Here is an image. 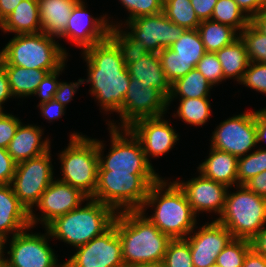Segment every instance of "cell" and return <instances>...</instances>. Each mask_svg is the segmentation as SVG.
I'll use <instances>...</instances> for the list:
<instances>
[{"label":"cell","instance_id":"1","mask_svg":"<svg viewBox=\"0 0 266 267\" xmlns=\"http://www.w3.org/2000/svg\"><path fill=\"white\" fill-rule=\"evenodd\" d=\"M83 52V58L88 64L86 82H91L92 86L90 93L96 97L104 111L119 114L130 84L125 42L113 32L105 41Z\"/></svg>","mask_w":266,"mask_h":267},{"label":"cell","instance_id":"2","mask_svg":"<svg viewBox=\"0 0 266 267\" xmlns=\"http://www.w3.org/2000/svg\"><path fill=\"white\" fill-rule=\"evenodd\" d=\"M140 210L123 211L115 217L125 267L162 263L172 240Z\"/></svg>","mask_w":266,"mask_h":267},{"label":"cell","instance_id":"3","mask_svg":"<svg viewBox=\"0 0 266 267\" xmlns=\"http://www.w3.org/2000/svg\"><path fill=\"white\" fill-rule=\"evenodd\" d=\"M146 206L156 207L155 213L147 218L171 239H185L196 227L197 215L192 210L185 192L174 181L168 184L160 179L151 185L140 210L142 213L146 211Z\"/></svg>","mask_w":266,"mask_h":267},{"label":"cell","instance_id":"4","mask_svg":"<svg viewBox=\"0 0 266 267\" xmlns=\"http://www.w3.org/2000/svg\"><path fill=\"white\" fill-rule=\"evenodd\" d=\"M87 201L86 206H79L50 222L45 227L50 237L77 248L107 231L113 225L117 212L95 199L88 198Z\"/></svg>","mask_w":266,"mask_h":267},{"label":"cell","instance_id":"5","mask_svg":"<svg viewBox=\"0 0 266 267\" xmlns=\"http://www.w3.org/2000/svg\"><path fill=\"white\" fill-rule=\"evenodd\" d=\"M67 54L53 36L42 32L15 34L0 51V62L51 73L65 64Z\"/></svg>","mask_w":266,"mask_h":267},{"label":"cell","instance_id":"6","mask_svg":"<svg viewBox=\"0 0 266 267\" xmlns=\"http://www.w3.org/2000/svg\"><path fill=\"white\" fill-rule=\"evenodd\" d=\"M160 179L158 174H131L98 170L97 187L92 199L110 206L117 213L141 210L150 186Z\"/></svg>","mask_w":266,"mask_h":267},{"label":"cell","instance_id":"7","mask_svg":"<svg viewBox=\"0 0 266 267\" xmlns=\"http://www.w3.org/2000/svg\"><path fill=\"white\" fill-rule=\"evenodd\" d=\"M240 190L229 194L218 219L232 234L233 238L252 240L266 224V199L238 185Z\"/></svg>","mask_w":266,"mask_h":267},{"label":"cell","instance_id":"8","mask_svg":"<svg viewBox=\"0 0 266 267\" xmlns=\"http://www.w3.org/2000/svg\"><path fill=\"white\" fill-rule=\"evenodd\" d=\"M70 136L68 147L59 154L63 174L60 181L92 198L98 176L97 139L86 138L79 133Z\"/></svg>","mask_w":266,"mask_h":267},{"label":"cell","instance_id":"9","mask_svg":"<svg viewBox=\"0 0 266 267\" xmlns=\"http://www.w3.org/2000/svg\"><path fill=\"white\" fill-rule=\"evenodd\" d=\"M130 32L120 30L115 33L125 42L128 49L140 52L159 53L169 48L186 29L169 20L164 12L134 18L128 22Z\"/></svg>","mask_w":266,"mask_h":267},{"label":"cell","instance_id":"10","mask_svg":"<svg viewBox=\"0 0 266 267\" xmlns=\"http://www.w3.org/2000/svg\"><path fill=\"white\" fill-rule=\"evenodd\" d=\"M110 124L112 145L105 159L101 154L104 145L97 140L98 170H112L113 172L131 174H157L150 161L147 160L140 140L133 132L129 129H122L125 132L123 133L120 127L112 122ZM125 135L128 138L130 136V138L128 139Z\"/></svg>","mask_w":266,"mask_h":267},{"label":"cell","instance_id":"11","mask_svg":"<svg viewBox=\"0 0 266 267\" xmlns=\"http://www.w3.org/2000/svg\"><path fill=\"white\" fill-rule=\"evenodd\" d=\"M50 150L16 164L11 186L20 203L30 212L42 193L53 182Z\"/></svg>","mask_w":266,"mask_h":267},{"label":"cell","instance_id":"12","mask_svg":"<svg viewBox=\"0 0 266 267\" xmlns=\"http://www.w3.org/2000/svg\"><path fill=\"white\" fill-rule=\"evenodd\" d=\"M168 99L156 88L130 77V84L120 109L121 128L128 129L144 118L163 116Z\"/></svg>","mask_w":266,"mask_h":267},{"label":"cell","instance_id":"13","mask_svg":"<svg viewBox=\"0 0 266 267\" xmlns=\"http://www.w3.org/2000/svg\"><path fill=\"white\" fill-rule=\"evenodd\" d=\"M255 145L256 111L242 113L220 123L213 132L211 147L237 158L245 156Z\"/></svg>","mask_w":266,"mask_h":267},{"label":"cell","instance_id":"14","mask_svg":"<svg viewBox=\"0 0 266 267\" xmlns=\"http://www.w3.org/2000/svg\"><path fill=\"white\" fill-rule=\"evenodd\" d=\"M76 251L63 263L64 267H125L115 220L107 231L77 247Z\"/></svg>","mask_w":266,"mask_h":267},{"label":"cell","instance_id":"15","mask_svg":"<svg viewBox=\"0 0 266 267\" xmlns=\"http://www.w3.org/2000/svg\"><path fill=\"white\" fill-rule=\"evenodd\" d=\"M46 231V235L30 234L25 229L12 235L6 267H64L57 264L58 259L47 240L50 234Z\"/></svg>","mask_w":266,"mask_h":267},{"label":"cell","instance_id":"16","mask_svg":"<svg viewBox=\"0 0 266 267\" xmlns=\"http://www.w3.org/2000/svg\"><path fill=\"white\" fill-rule=\"evenodd\" d=\"M93 18L86 10L85 2L79 0L72 9L67 29L59 36L74 42L83 51L95 44L105 41L120 26L112 25L105 19Z\"/></svg>","mask_w":266,"mask_h":267},{"label":"cell","instance_id":"17","mask_svg":"<svg viewBox=\"0 0 266 267\" xmlns=\"http://www.w3.org/2000/svg\"><path fill=\"white\" fill-rule=\"evenodd\" d=\"M87 199L88 197L79 189L59 179L53 180L35 205L42 211L41 217L38 219L33 213V209L29 212L31 227L38 221H41L46 227L55 218L78 208Z\"/></svg>","mask_w":266,"mask_h":267},{"label":"cell","instance_id":"18","mask_svg":"<svg viewBox=\"0 0 266 267\" xmlns=\"http://www.w3.org/2000/svg\"><path fill=\"white\" fill-rule=\"evenodd\" d=\"M233 239L232 234L217 220L203 225L198 232L186 237L194 267H209Z\"/></svg>","mask_w":266,"mask_h":267},{"label":"cell","instance_id":"19","mask_svg":"<svg viewBox=\"0 0 266 267\" xmlns=\"http://www.w3.org/2000/svg\"><path fill=\"white\" fill-rule=\"evenodd\" d=\"M163 117L144 118L128 128L140 140L148 161L149 155L162 156L171 150L175 142L179 140V135Z\"/></svg>","mask_w":266,"mask_h":267},{"label":"cell","instance_id":"20","mask_svg":"<svg viewBox=\"0 0 266 267\" xmlns=\"http://www.w3.org/2000/svg\"><path fill=\"white\" fill-rule=\"evenodd\" d=\"M175 182L185 192L195 214L200 211H214L219 216L222 214L228 191L227 186L207 179L201 174L187 182H179L178 180Z\"/></svg>","mask_w":266,"mask_h":267},{"label":"cell","instance_id":"21","mask_svg":"<svg viewBox=\"0 0 266 267\" xmlns=\"http://www.w3.org/2000/svg\"><path fill=\"white\" fill-rule=\"evenodd\" d=\"M126 66L131 78L158 89L168 99L171 83L162 69L158 53L127 48Z\"/></svg>","mask_w":266,"mask_h":267},{"label":"cell","instance_id":"22","mask_svg":"<svg viewBox=\"0 0 266 267\" xmlns=\"http://www.w3.org/2000/svg\"><path fill=\"white\" fill-rule=\"evenodd\" d=\"M29 212L16 197L11 184H0V235H16L31 229Z\"/></svg>","mask_w":266,"mask_h":267},{"label":"cell","instance_id":"23","mask_svg":"<svg viewBox=\"0 0 266 267\" xmlns=\"http://www.w3.org/2000/svg\"><path fill=\"white\" fill-rule=\"evenodd\" d=\"M42 132L36 125L24 126L22 122L19 124L7 147L8 153L16 163L38 157L50 150V141L48 138L42 140Z\"/></svg>","mask_w":266,"mask_h":267},{"label":"cell","instance_id":"24","mask_svg":"<svg viewBox=\"0 0 266 267\" xmlns=\"http://www.w3.org/2000/svg\"><path fill=\"white\" fill-rule=\"evenodd\" d=\"M41 32L53 37L67 29L72 9L79 0H37Z\"/></svg>","mask_w":266,"mask_h":267},{"label":"cell","instance_id":"25","mask_svg":"<svg viewBox=\"0 0 266 267\" xmlns=\"http://www.w3.org/2000/svg\"><path fill=\"white\" fill-rule=\"evenodd\" d=\"M238 158L232 154L211 147L209 157L199 165L198 172L207 179L232 187L238 186Z\"/></svg>","mask_w":266,"mask_h":267},{"label":"cell","instance_id":"26","mask_svg":"<svg viewBox=\"0 0 266 267\" xmlns=\"http://www.w3.org/2000/svg\"><path fill=\"white\" fill-rule=\"evenodd\" d=\"M4 32L29 34L41 32L37 0H22L1 23Z\"/></svg>","mask_w":266,"mask_h":267},{"label":"cell","instance_id":"27","mask_svg":"<svg viewBox=\"0 0 266 267\" xmlns=\"http://www.w3.org/2000/svg\"><path fill=\"white\" fill-rule=\"evenodd\" d=\"M216 54L223 69L224 78L235 77L234 79L240 83L250 63L241 37L239 36L231 44L221 48Z\"/></svg>","mask_w":266,"mask_h":267},{"label":"cell","instance_id":"28","mask_svg":"<svg viewBox=\"0 0 266 267\" xmlns=\"http://www.w3.org/2000/svg\"><path fill=\"white\" fill-rule=\"evenodd\" d=\"M12 96L34 95L37 86L49 73L40 69H26L16 65H4Z\"/></svg>","mask_w":266,"mask_h":267},{"label":"cell","instance_id":"29","mask_svg":"<svg viewBox=\"0 0 266 267\" xmlns=\"http://www.w3.org/2000/svg\"><path fill=\"white\" fill-rule=\"evenodd\" d=\"M206 52L216 53L221 48L231 44L239 35L231 26L209 20L201 21L197 28Z\"/></svg>","mask_w":266,"mask_h":267},{"label":"cell","instance_id":"30","mask_svg":"<svg viewBox=\"0 0 266 267\" xmlns=\"http://www.w3.org/2000/svg\"><path fill=\"white\" fill-rule=\"evenodd\" d=\"M212 87L208 80L196 68H193L188 74L171 84L168 106L178 95L181 97L180 99L208 98L209 90Z\"/></svg>","mask_w":266,"mask_h":267},{"label":"cell","instance_id":"31","mask_svg":"<svg viewBox=\"0 0 266 267\" xmlns=\"http://www.w3.org/2000/svg\"><path fill=\"white\" fill-rule=\"evenodd\" d=\"M211 20L231 26L239 34L250 23V18L238 6L235 0H217L214 6Z\"/></svg>","mask_w":266,"mask_h":267},{"label":"cell","instance_id":"32","mask_svg":"<svg viewBox=\"0 0 266 267\" xmlns=\"http://www.w3.org/2000/svg\"><path fill=\"white\" fill-rule=\"evenodd\" d=\"M169 49L176 52L177 56L195 68L202 56L206 53L197 29L186 30Z\"/></svg>","mask_w":266,"mask_h":267},{"label":"cell","instance_id":"33","mask_svg":"<svg viewBox=\"0 0 266 267\" xmlns=\"http://www.w3.org/2000/svg\"><path fill=\"white\" fill-rule=\"evenodd\" d=\"M163 12L169 20L186 30L197 29L201 23L191 0H163Z\"/></svg>","mask_w":266,"mask_h":267},{"label":"cell","instance_id":"34","mask_svg":"<svg viewBox=\"0 0 266 267\" xmlns=\"http://www.w3.org/2000/svg\"><path fill=\"white\" fill-rule=\"evenodd\" d=\"M211 105L208 98H185L180 100L177 114L182 121L192 125H204L211 116Z\"/></svg>","mask_w":266,"mask_h":267},{"label":"cell","instance_id":"35","mask_svg":"<svg viewBox=\"0 0 266 267\" xmlns=\"http://www.w3.org/2000/svg\"><path fill=\"white\" fill-rule=\"evenodd\" d=\"M266 170V149L256 151L238 158V185H244L248 180Z\"/></svg>","mask_w":266,"mask_h":267},{"label":"cell","instance_id":"36","mask_svg":"<svg viewBox=\"0 0 266 267\" xmlns=\"http://www.w3.org/2000/svg\"><path fill=\"white\" fill-rule=\"evenodd\" d=\"M251 248V240L233 238L219 253L216 263L221 267H242L244 258Z\"/></svg>","mask_w":266,"mask_h":267},{"label":"cell","instance_id":"37","mask_svg":"<svg viewBox=\"0 0 266 267\" xmlns=\"http://www.w3.org/2000/svg\"><path fill=\"white\" fill-rule=\"evenodd\" d=\"M239 36L245 43L250 62L266 63V35L249 23Z\"/></svg>","mask_w":266,"mask_h":267},{"label":"cell","instance_id":"38","mask_svg":"<svg viewBox=\"0 0 266 267\" xmlns=\"http://www.w3.org/2000/svg\"><path fill=\"white\" fill-rule=\"evenodd\" d=\"M158 56L162 69L171 84L195 68L193 65H189L188 62L182 60L177 56L176 52L169 48H163L158 53Z\"/></svg>","mask_w":266,"mask_h":267},{"label":"cell","instance_id":"39","mask_svg":"<svg viewBox=\"0 0 266 267\" xmlns=\"http://www.w3.org/2000/svg\"><path fill=\"white\" fill-rule=\"evenodd\" d=\"M162 263L164 267H194L189 243L185 239H172Z\"/></svg>","mask_w":266,"mask_h":267},{"label":"cell","instance_id":"40","mask_svg":"<svg viewBox=\"0 0 266 267\" xmlns=\"http://www.w3.org/2000/svg\"><path fill=\"white\" fill-rule=\"evenodd\" d=\"M196 69L212 86L225 80L223 69L216 53L206 52L197 63Z\"/></svg>","mask_w":266,"mask_h":267},{"label":"cell","instance_id":"41","mask_svg":"<svg viewBox=\"0 0 266 267\" xmlns=\"http://www.w3.org/2000/svg\"><path fill=\"white\" fill-rule=\"evenodd\" d=\"M130 15L126 22L134 18L153 15L163 11V0H120Z\"/></svg>","mask_w":266,"mask_h":267},{"label":"cell","instance_id":"42","mask_svg":"<svg viewBox=\"0 0 266 267\" xmlns=\"http://www.w3.org/2000/svg\"><path fill=\"white\" fill-rule=\"evenodd\" d=\"M240 83L266 94V63L250 62Z\"/></svg>","mask_w":266,"mask_h":267},{"label":"cell","instance_id":"43","mask_svg":"<svg viewBox=\"0 0 266 267\" xmlns=\"http://www.w3.org/2000/svg\"><path fill=\"white\" fill-rule=\"evenodd\" d=\"M64 67L65 64L57 71L48 73L46 77L42 79L41 83L37 86L34 95H38L41 98L39 104L48 102L54 98L60 83L59 81H57V77L59 76L60 71L62 72Z\"/></svg>","mask_w":266,"mask_h":267},{"label":"cell","instance_id":"44","mask_svg":"<svg viewBox=\"0 0 266 267\" xmlns=\"http://www.w3.org/2000/svg\"><path fill=\"white\" fill-rule=\"evenodd\" d=\"M20 123L12 114L3 113L0 116V148L7 149Z\"/></svg>","mask_w":266,"mask_h":267},{"label":"cell","instance_id":"45","mask_svg":"<svg viewBox=\"0 0 266 267\" xmlns=\"http://www.w3.org/2000/svg\"><path fill=\"white\" fill-rule=\"evenodd\" d=\"M16 164L7 149L0 148V184H11Z\"/></svg>","mask_w":266,"mask_h":267},{"label":"cell","instance_id":"46","mask_svg":"<svg viewBox=\"0 0 266 267\" xmlns=\"http://www.w3.org/2000/svg\"><path fill=\"white\" fill-rule=\"evenodd\" d=\"M85 79H78V82L66 83L60 82L58 89L55 93L54 99L57 100L60 104L66 107V104L69 103L77 91L78 87L81 84H84Z\"/></svg>","mask_w":266,"mask_h":267},{"label":"cell","instance_id":"47","mask_svg":"<svg viewBox=\"0 0 266 267\" xmlns=\"http://www.w3.org/2000/svg\"><path fill=\"white\" fill-rule=\"evenodd\" d=\"M38 107H40L41 114L44 116L43 118L50 121L61 117L65 113V107L54 98L48 102L39 104Z\"/></svg>","mask_w":266,"mask_h":267},{"label":"cell","instance_id":"48","mask_svg":"<svg viewBox=\"0 0 266 267\" xmlns=\"http://www.w3.org/2000/svg\"><path fill=\"white\" fill-rule=\"evenodd\" d=\"M217 0H191L196 16L200 21L211 19Z\"/></svg>","mask_w":266,"mask_h":267},{"label":"cell","instance_id":"49","mask_svg":"<svg viewBox=\"0 0 266 267\" xmlns=\"http://www.w3.org/2000/svg\"><path fill=\"white\" fill-rule=\"evenodd\" d=\"M238 6L247 13V16L251 19L257 15L261 10L266 8V0H235Z\"/></svg>","mask_w":266,"mask_h":267},{"label":"cell","instance_id":"50","mask_svg":"<svg viewBox=\"0 0 266 267\" xmlns=\"http://www.w3.org/2000/svg\"><path fill=\"white\" fill-rule=\"evenodd\" d=\"M249 190L266 199V170L244 184Z\"/></svg>","mask_w":266,"mask_h":267},{"label":"cell","instance_id":"51","mask_svg":"<svg viewBox=\"0 0 266 267\" xmlns=\"http://www.w3.org/2000/svg\"><path fill=\"white\" fill-rule=\"evenodd\" d=\"M242 267H266V258L252 247L246 254Z\"/></svg>","mask_w":266,"mask_h":267},{"label":"cell","instance_id":"52","mask_svg":"<svg viewBox=\"0 0 266 267\" xmlns=\"http://www.w3.org/2000/svg\"><path fill=\"white\" fill-rule=\"evenodd\" d=\"M12 94L9 87L8 77L5 71L4 65L0 62V106L7 101V99L12 98Z\"/></svg>","mask_w":266,"mask_h":267},{"label":"cell","instance_id":"53","mask_svg":"<svg viewBox=\"0 0 266 267\" xmlns=\"http://www.w3.org/2000/svg\"><path fill=\"white\" fill-rule=\"evenodd\" d=\"M256 138L257 143L266 139V108L256 111Z\"/></svg>","mask_w":266,"mask_h":267},{"label":"cell","instance_id":"54","mask_svg":"<svg viewBox=\"0 0 266 267\" xmlns=\"http://www.w3.org/2000/svg\"><path fill=\"white\" fill-rule=\"evenodd\" d=\"M251 241L252 247L266 258V228H262Z\"/></svg>","mask_w":266,"mask_h":267},{"label":"cell","instance_id":"55","mask_svg":"<svg viewBox=\"0 0 266 267\" xmlns=\"http://www.w3.org/2000/svg\"><path fill=\"white\" fill-rule=\"evenodd\" d=\"M22 0H0V23L9 16Z\"/></svg>","mask_w":266,"mask_h":267},{"label":"cell","instance_id":"56","mask_svg":"<svg viewBox=\"0 0 266 267\" xmlns=\"http://www.w3.org/2000/svg\"><path fill=\"white\" fill-rule=\"evenodd\" d=\"M250 23L262 34L266 35V8L253 16Z\"/></svg>","mask_w":266,"mask_h":267},{"label":"cell","instance_id":"57","mask_svg":"<svg viewBox=\"0 0 266 267\" xmlns=\"http://www.w3.org/2000/svg\"><path fill=\"white\" fill-rule=\"evenodd\" d=\"M7 242V239L0 235V263H6V258L4 257V247L5 243Z\"/></svg>","mask_w":266,"mask_h":267},{"label":"cell","instance_id":"58","mask_svg":"<svg viewBox=\"0 0 266 267\" xmlns=\"http://www.w3.org/2000/svg\"><path fill=\"white\" fill-rule=\"evenodd\" d=\"M132 267H164L163 263H156V264H144V265H137Z\"/></svg>","mask_w":266,"mask_h":267},{"label":"cell","instance_id":"59","mask_svg":"<svg viewBox=\"0 0 266 267\" xmlns=\"http://www.w3.org/2000/svg\"><path fill=\"white\" fill-rule=\"evenodd\" d=\"M209 267H221L220 265H218L216 262L213 263L212 265H210Z\"/></svg>","mask_w":266,"mask_h":267},{"label":"cell","instance_id":"60","mask_svg":"<svg viewBox=\"0 0 266 267\" xmlns=\"http://www.w3.org/2000/svg\"><path fill=\"white\" fill-rule=\"evenodd\" d=\"M2 109H3V106H0V116L4 113Z\"/></svg>","mask_w":266,"mask_h":267},{"label":"cell","instance_id":"61","mask_svg":"<svg viewBox=\"0 0 266 267\" xmlns=\"http://www.w3.org/2000/svg\"><path fill=\"white\" fill-rule=\"evenodd\" d=\"M0 267H6L5 263H0Z\"/></svg>","mask_w":266,"mask_h":267}]
</instances>
